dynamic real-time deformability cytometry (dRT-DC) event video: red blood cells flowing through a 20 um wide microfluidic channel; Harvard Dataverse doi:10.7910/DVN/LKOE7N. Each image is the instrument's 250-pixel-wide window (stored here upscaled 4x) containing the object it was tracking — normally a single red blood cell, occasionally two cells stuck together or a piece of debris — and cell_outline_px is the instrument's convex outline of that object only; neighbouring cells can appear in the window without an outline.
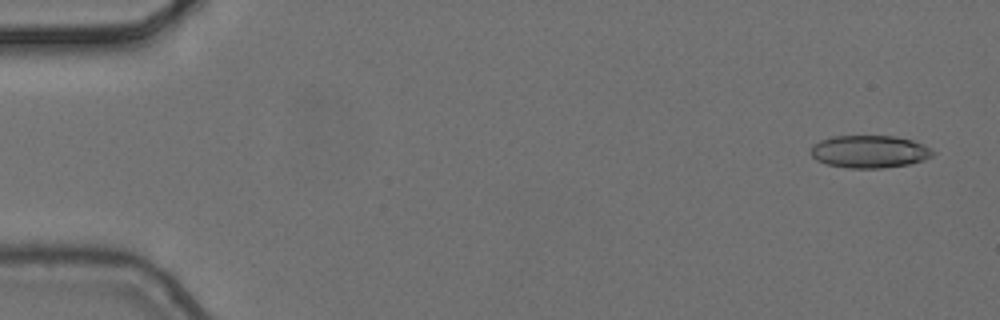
{"species": "common noctule bat (a hibernating species)", "species_latin": "Nyctalus noctula", "temperature_condition": "cold", "stored_images_in_passage": 5, "camera_frame_rate_fps": 3000, "um_per_image_px": 0.085, "animal": {"sex": "female", "body_mass_g": 24.6, "forearm_length_mm": 56.2}, "frame": {"image": 1, "passage_image": 1, "time_ms": 0.0, "image_size_px": [1000, 320], "cell_outline_px": [[936, 152], [932, 156], [924, 160], [908, 164], [880, 168], [848, 168], [828, 164], [816, 160], [812, 156], [812, 144], [820, 140], [832, 136], [896, 136], [912, 140], [924, 144]], "centroid_in_image_um": [73.92, 12.88], "position_along_channel_um": 11.1, "area_um2": 23.18}}
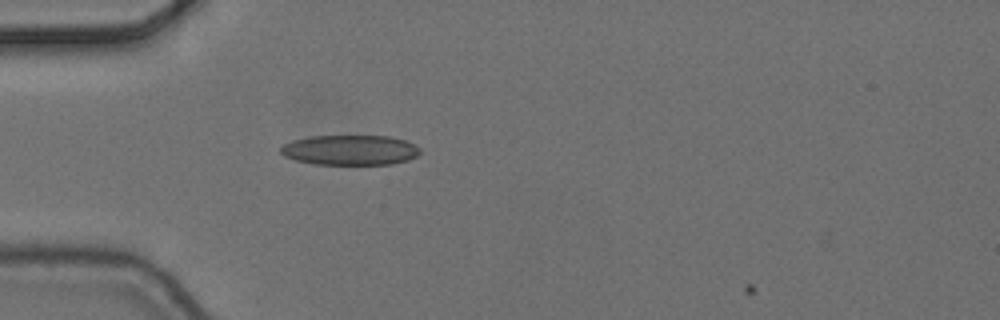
{"frame": {"image": 2, "passage_image": 5, "time_ms": 1.333, "image_size_px": [1000, 320], "cell_outline_px": [[420, 152], [416, 156], [408, 160], [392, 164], [316, 164], [296, 160], [284, 156], [280, 152], [280, 148], [284, 144], [292, 140], [312, 136], [388, 136], [404, 140], [420, 148]], "centroid_in_image_um": [29.74, 12.75], "position_along_channel_um": 55.3, "area_um2": 24.28}}